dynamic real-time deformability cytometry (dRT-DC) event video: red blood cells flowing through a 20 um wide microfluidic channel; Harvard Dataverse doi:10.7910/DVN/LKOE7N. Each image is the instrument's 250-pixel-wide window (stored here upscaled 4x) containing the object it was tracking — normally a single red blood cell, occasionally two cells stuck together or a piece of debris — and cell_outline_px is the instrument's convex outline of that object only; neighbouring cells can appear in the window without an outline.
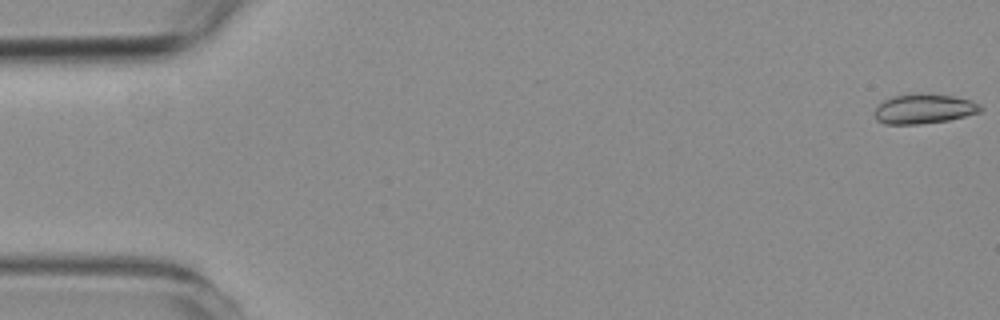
{"species": "common noctule bat (a hibernating species)", "species_latin": "Nyctalus noctula", "temperature_condition": "room temperature", "stored_images_in_passage": 58, "camera_frame_rate_fps": 3000, "um_per_image_px": 0.085, "animal": {"sex": "female", "body_mass_g": 19.3, "forearm_length_mm": 54.1}, "frame": {"image": 1, "passage_image": 1, "time_ms": 0.0, "image_size_px": [1000, 320], "cell_outline_px": [[984, 108], [980, 112], [948, 120], [920, 124], [884, 124], [876, 120], [876, 108], [884, 100], [892, 96], [912, 92], [952, 96], [972, 100], [980, 104]], "centroid_in_image_um": [78.55, 9.24], "position_along_channel_um": 6.5, "area_um2": 18.44}}
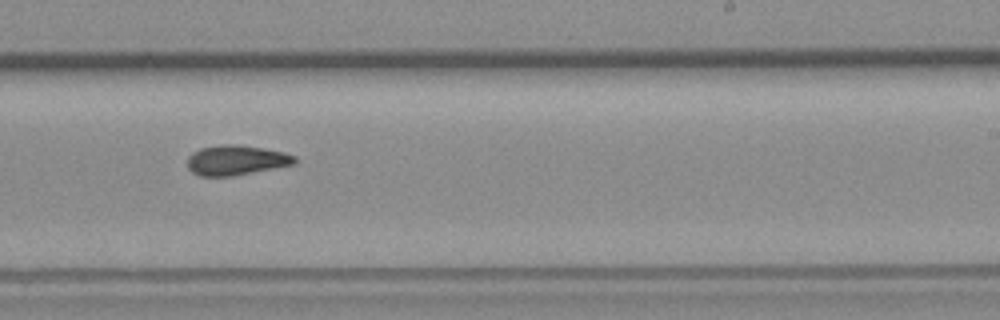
{"frame": {"image": 2, "passage_image": 35, "time_ms": 11.333, "image_size_px": [1000, 320], "cell_outline_px": [[296, 164], [232, 176], [200, 176], [192, 172], [188, 168], [188, 156], [192, 152], [200, 148], [224, 144], [236, 144], [284, 152], [296, 156]], "centroid_in_image_um": [20.06, 13.62], "position_along_channel_um": 268.9, "area_um2": 18.67}}
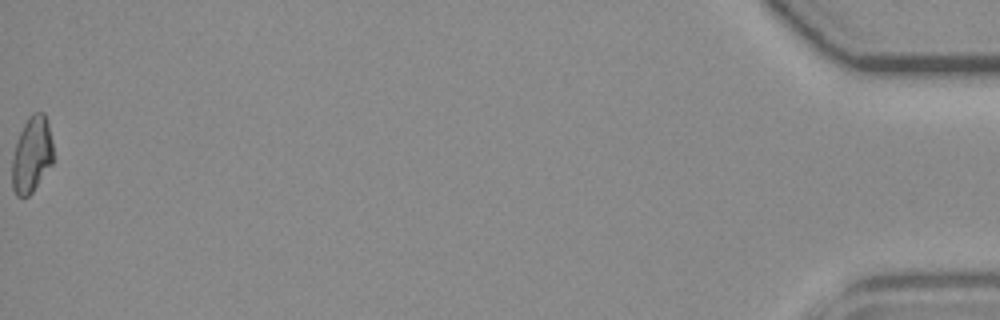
{"frame": {"image": 3, "passage_image": 58, "time_ms": 19.0, "image_size_px": [1000, 320], "cell_outline_px": [[52, 164], [32, 192], [28, 196], [16, 196], [12, 188], [12, 156], [16, 140], [28, 116], [32, 112], [44, 112], [48, 124], [52, 140]], "centroid_in_image_um": [2.68, 13.13], "position_along_channel_um": 432.5, "area_um2": 18.26}, "authors_computed_cell_mechanics": {"area_um2": 18.2937, "velocity_mm_per_s": 3.5693, "shape_relaxation_time_tau1_ms": null, "shape_relaxation_time_tau2_ms": 6.708, "deformation_change_tau1": null, "deformation_change_tau2": 0.1356}}